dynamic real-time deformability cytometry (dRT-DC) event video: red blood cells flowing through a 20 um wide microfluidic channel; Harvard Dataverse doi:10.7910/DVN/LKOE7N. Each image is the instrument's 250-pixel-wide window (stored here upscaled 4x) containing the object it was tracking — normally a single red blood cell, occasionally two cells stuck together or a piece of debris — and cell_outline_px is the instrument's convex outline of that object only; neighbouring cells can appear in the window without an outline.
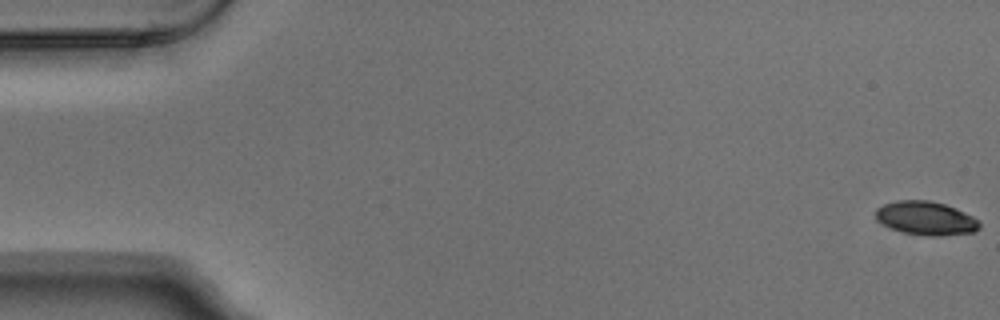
{"species": "Egyptian fruit bat (a non-hibernating species)", "species_latin": "Rousettus aegyptiacus", "temperature_condition": "warm", "stored_images_in_passage": 5, "camera_frame_rate_fps": 3000, "um_per_image_px": 0.085, "animal": {"sex": "male"}, "frame": {"image": 1, "passage_image": 1, "time_ms": 0.0, "image_size_px": [1000, 320], "cell_outline_px": [[980, 228], [972, 232], [940, 236], [924, 236], [904, 232], [892, 228], [876, 220], [876, 208], [884, 204], [896, 200], [928, 200], [944, 204], [956, 208], [980, 220]], "centroid_in_image_um": [78.71, 18.54], "position_along_channel_um": 6.3, "area_um2": 20.35}}
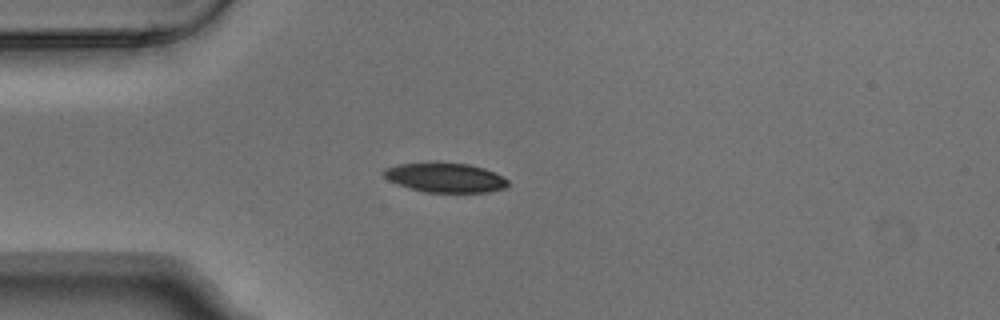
{"frame": {"image": 2, "passage_image": 5, "time_ms": 1.333, "image_size_px": [1000, 320], "cell_outline_px": [[508, 184], [504, 188], [488, 192], [424, 192], [396, 184], [388, 180], [384, 176], [384, 168], [396, 164], [428, 160], [436, 160], [468, 164], [484, 168], [504, 176], [508, 180]], "centroid_in_image_um": [37.8, 15.05], "position_along_channel_um": 47.2, "area_um2": 22.08}}